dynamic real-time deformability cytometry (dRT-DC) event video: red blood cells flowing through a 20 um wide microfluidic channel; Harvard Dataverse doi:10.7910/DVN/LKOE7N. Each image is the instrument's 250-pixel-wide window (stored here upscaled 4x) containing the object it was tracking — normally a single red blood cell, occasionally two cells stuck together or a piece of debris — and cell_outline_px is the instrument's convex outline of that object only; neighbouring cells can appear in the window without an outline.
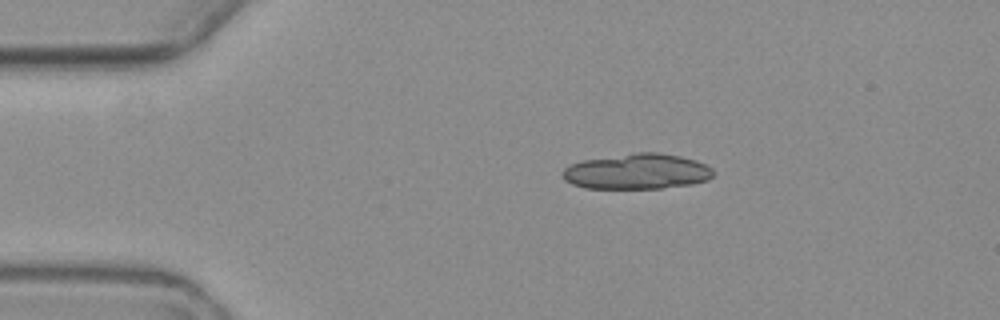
{"species": "common noctule bat (a hibernating species)", "species_latin": "Nyctalus noctula", "temperature_condition": "warm", "stored_images_in_passage": 3, "camera_frame_rate_fps": 3000, "um_per_image_px": 0.085, "animal": {"sex": "female", "body_mass_g": 19.3, "forearm_length_mm": 54.1}, "frame": {"image": 1, "passage_image": 2, "time_ms": 1.333, "image_size_px": [1000, 320], "cell_outline_px": [[712, 176], [708, 180], [692, 184], [660, 188], [584, 188], [572, 184], [564, 180], [564, 168], [572, 164], [584, 160], [636, 152], [660, 152], [680, 156], [696, 160], [712, 168]], "centroid_in_image_um": [54.17, 14.57], "position_along_channel_um": 30.8, "area_um2": 30.98}}